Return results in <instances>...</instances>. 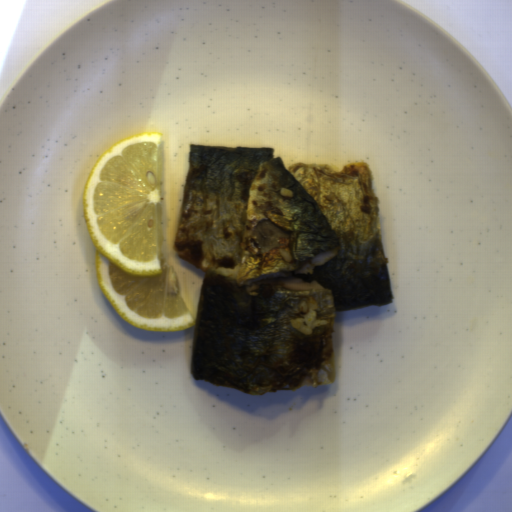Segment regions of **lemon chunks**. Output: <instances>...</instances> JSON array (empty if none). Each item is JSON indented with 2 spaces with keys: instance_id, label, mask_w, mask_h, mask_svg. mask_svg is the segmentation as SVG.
<instances>
[{
  "instance_id": "e0be4373",
  "label": "lemon chunks",
  "mask_w": 512,
  "mask_h": 512,
  "mask_svg": "<svg viewBox=\"0 0 512 512\" xmlns=\"http://www.w3.org/2000/svg\"><path fill=\"white\" fill-rule=\"evenodd\" d=\"M165 134L143 132L108 146L82 191L98 287L112 311L137 328L165 332L195 324L163 243Z\"/></svg>"
}]
</instances>
